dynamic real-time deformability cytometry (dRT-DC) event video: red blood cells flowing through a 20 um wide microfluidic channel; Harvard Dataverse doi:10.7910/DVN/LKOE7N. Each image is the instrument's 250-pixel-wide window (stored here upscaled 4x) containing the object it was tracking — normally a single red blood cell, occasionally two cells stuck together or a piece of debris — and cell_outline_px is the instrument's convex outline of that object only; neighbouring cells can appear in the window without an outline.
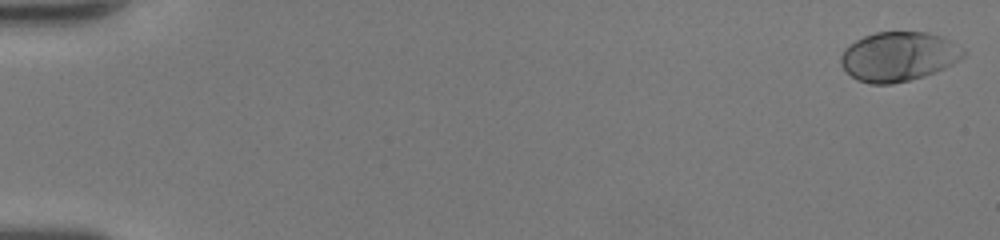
{"species": "human", "species_latin": "Homo sapiens", "temperature_condition": "room temperature", "stored_images_in_passage": 36, "camera_frame_rate_fps": 3000, "um_per_image_px": 0.085, "donor": {"sex": "female"}, "frame": {"image": 1, "passage_image": 1, "time_ms": 0.0, "image_size_px": [1000, 240], "cell_outline_px": [[968, 52], [960, 60], [944, 68], [924, 76], [892, 84], [868, 84], [856, 80], [840, 64], [840, 56], [844, 48], [856, 40], [864, 36], [876, 32], [928, 32], [944, 36], [964, 48]], "centroid_in_image_um": [76.4, 4.79], "position_along_channel_um": 8.6, "area_um2": 35.6}}
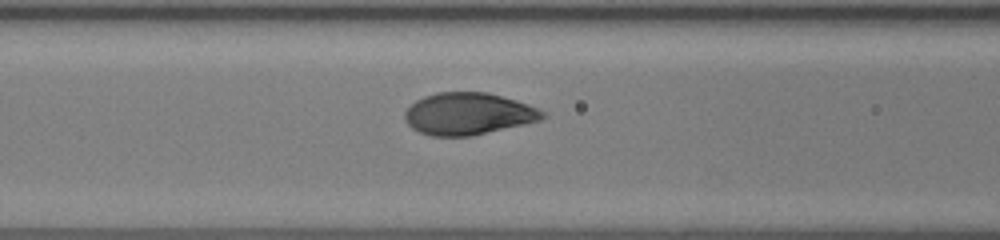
{"frame": {"image": 2, "passage_image": 23, "time_ms": 7.333, "image_size_px": [1000, 240], "cell_outline_px": [[548, 116], [540, 120], [524, 124], [472, 136], [428, 136], [412, 128], [404, 120], [404, 112], [416, 100], [424, 96], [436, 92], [488, 92], [516, 100], [528, 104], [548, 112]], "centroid_in_image_um": [39.81, 9.67], "position_along_channel_um": 126.8, "area_um2": 33.99}}
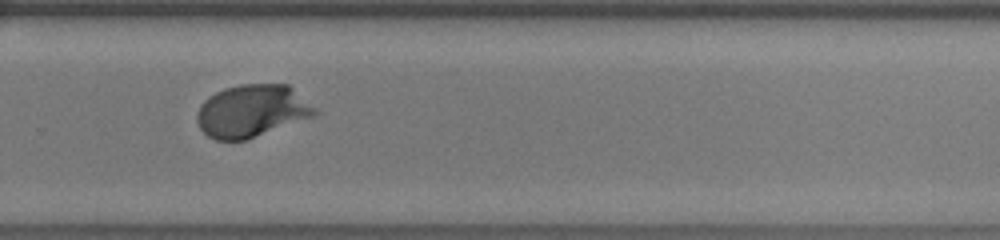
{"frame": {"image": 3, "passage_image": 36, "time_ms": 11.667, "image_size_px": [1000, 240], "cell_outline_px": [[320, 112], [312, 116], [244, 140], [216, 140], [208, 136], [200, 128], [196, 120], [196, 116], [200, 104], [208, 96], [224, 88], [240, 84], [288, 84], [316, 108]], "centroid_in_image_um": [21.37, 9.41], "position_along_channel_um": 308.4, "area_um2": 35.72}}